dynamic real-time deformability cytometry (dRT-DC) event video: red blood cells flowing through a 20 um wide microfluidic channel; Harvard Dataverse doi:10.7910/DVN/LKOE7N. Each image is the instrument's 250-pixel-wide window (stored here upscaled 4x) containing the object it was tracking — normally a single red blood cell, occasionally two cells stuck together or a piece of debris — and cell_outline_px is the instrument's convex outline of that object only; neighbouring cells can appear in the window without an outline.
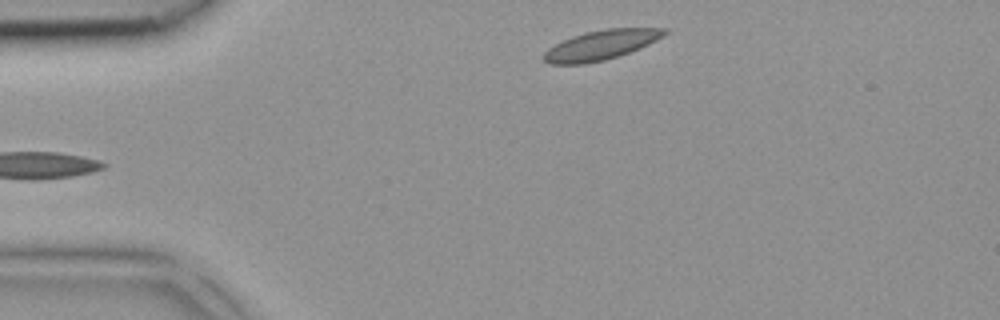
{"species": "common noctule bat (a hibernating species)", "species_latin": "Nyctalus noctula", "temperature_condition": "room temperature", "stored_images_in_passage": 4, "segment_of_instrument_passage": [2, 2], "camera_frame_rate_fps": 3000, "um_per_image_px": 0.085, "animal": {"sex": "female", "body_mass_g": 18.4}, "frame": {"image": 1, "passage_image": 4, "time_ms": 1.0, "image_size_px": [1000, 320], "cell_outline_px": [[668, 32], [664, 36], [640, 48], [604, 60], [584, 64], [548, 64], [544, 60], [544, 52], [548, 48], [572, 36], [584, 32], [604, 28], [668, 28]], "centroid_in_image_um": [51.09, 3.81], "position_along_channel_um": 33.9, "area_um2": 20.75}}